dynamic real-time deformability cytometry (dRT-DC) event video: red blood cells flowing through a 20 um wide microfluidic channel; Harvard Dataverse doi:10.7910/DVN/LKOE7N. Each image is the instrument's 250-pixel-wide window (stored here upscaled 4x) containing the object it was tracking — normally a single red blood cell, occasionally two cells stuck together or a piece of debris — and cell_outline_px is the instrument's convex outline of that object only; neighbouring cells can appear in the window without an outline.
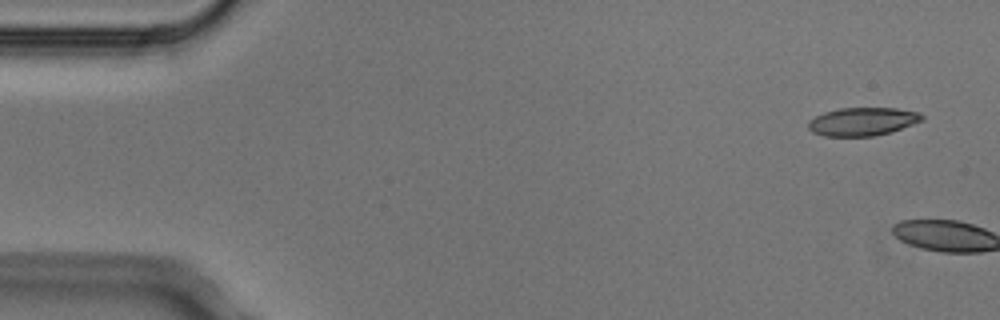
{"species": "Egyptian fruit bat (a non-hibernating species)", "species_latin": "Rousettus aegyptiacus", "temperature_condition": "cold", "stored_images_in_passage": 7, "camera_frame_rate_fps": 3000, "um_per_image_px": 0.085, "animal": {"sex": "male"}, "frame": {"image": 1, "passage_image": 1, "time_ms": 0.0, "image_size_px": [1000, 320], "cell_outline_px": [[924, 120], [888, 132], [872, 136], [824, 136], [812, 132], [808, 128], [808, 120], [824, 112], [840, 108], [896, 108], [920, 112], [924, 116]], "centroid_in_image_um": [73.3, 10.32], "position_along_channel_um": 11.7, "area_um2": 18.61}}
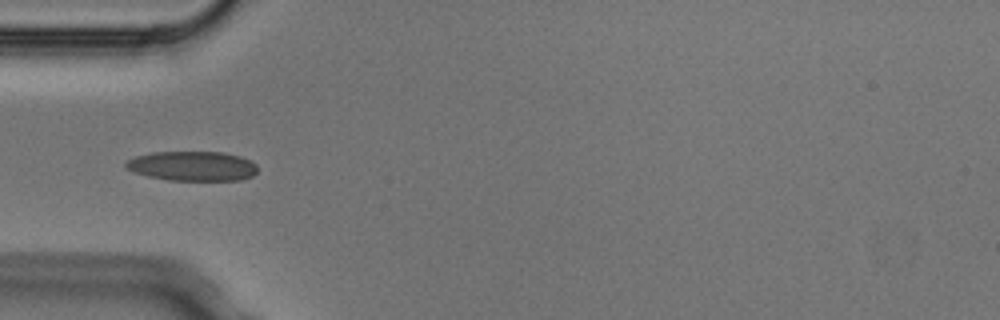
{"frame": {"image": 2, "passage_image": 5, "time_ms": 1.333, "image_size_px": [1000, 320], "cell_outline_px": [[256, 172], [252, 176], [240, 180], [168, 180], [148, 176], [124, 168], [124, 164], [128, 160], [136, 156], [152, 152], [220, 152], [240, 156], [256, 164]], "centroid_in_image_um": [16.34, 14.11], "position_along_channel_um": 68.7, "area_um2": 22.6}}
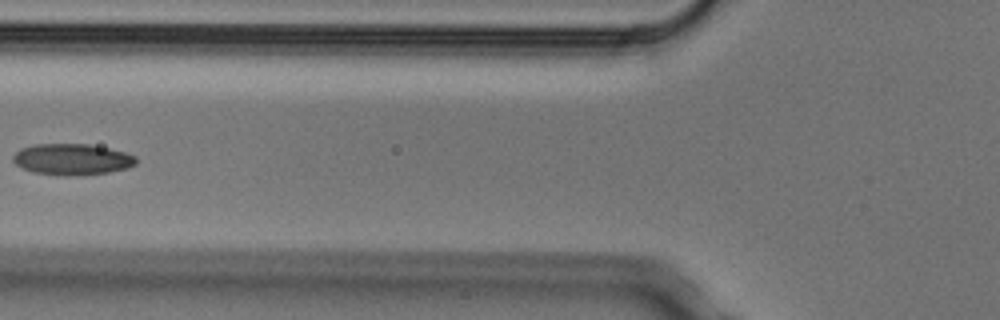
{"frame": {"image": 3, "passage_image": 6, "time_ms": 1.667, "image_size_px": [1000, 320], "cell_outline_px": [[136, 164], [128, 168], [108, 172], [80, 176], [56, 176], [32, 172], [20, 168], [12, 160], [12, 156], [20, 148], [36, 144], [88, 144], [108, 148], [124, 152], [136, 156]], "centroid_in_image_um": [6.09, 13.56], "position_along_channel_um": 119.7, "area_um2": 22.72}}